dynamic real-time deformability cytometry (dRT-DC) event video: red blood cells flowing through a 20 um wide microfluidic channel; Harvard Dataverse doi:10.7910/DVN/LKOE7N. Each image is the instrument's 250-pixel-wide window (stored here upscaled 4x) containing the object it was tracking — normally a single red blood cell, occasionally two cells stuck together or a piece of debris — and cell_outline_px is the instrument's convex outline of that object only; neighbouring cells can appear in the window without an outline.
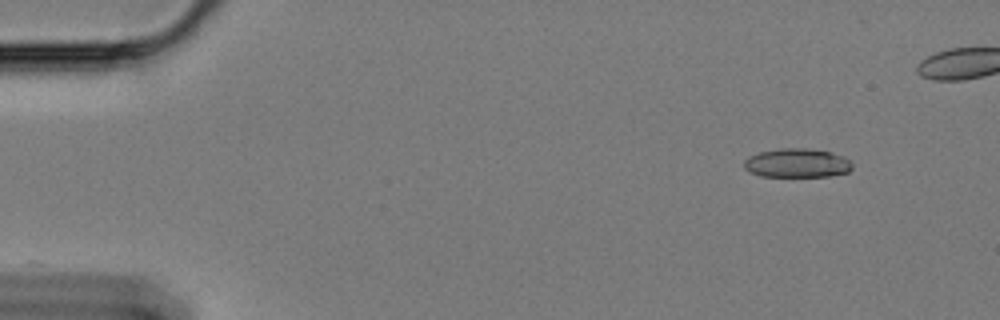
{"species": "Egyptian fruit bat (a non-hibernating species)", "species_latin": "Rousettus aegyptiacus", "temperature_condition": "cold", "stored_images_in_passage": 3, "camera_frame_rate_fps": 3000, "um_per_image_px": 0.085, "animal": {"sex": "female"}, "frame": {"image": 1, "passage_image": 1, "time_ms": 0.0, "image_size_px": [1000, 320], "cell_outline_px": [[852, 168], [848, 172], [828, 176], [760, 176], [748, 172], [744, 168], [744, 160], [748, 156], [760, 152], [780, 148], [808, 148], [828, 152], [844, 156], [852, 164]], "centroid_in_image_um": [67.71, 13.86], "position_along_channel_um": 17.3, "area_um2": 18.26}}